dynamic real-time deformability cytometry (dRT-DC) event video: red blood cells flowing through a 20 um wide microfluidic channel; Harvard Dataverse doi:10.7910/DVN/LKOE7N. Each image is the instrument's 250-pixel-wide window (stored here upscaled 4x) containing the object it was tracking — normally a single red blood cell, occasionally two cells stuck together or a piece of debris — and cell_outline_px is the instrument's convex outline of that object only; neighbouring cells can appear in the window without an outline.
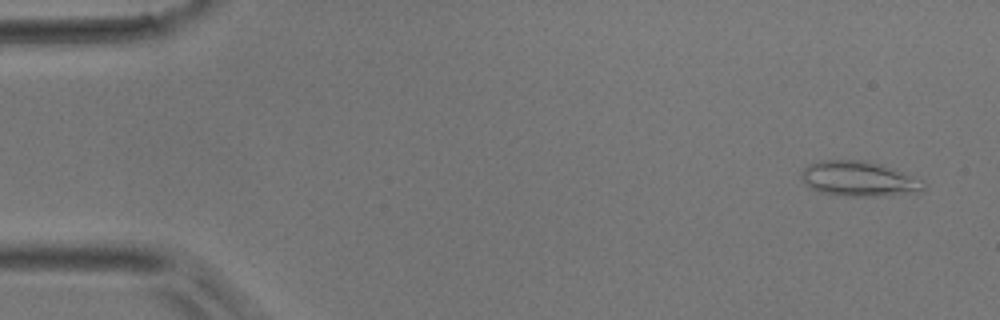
{"species": "common noctule bat (a hibernating species)", "species_latin": "Nyctalus noctula", "temperature_condition": "room temperature", "stored_images_in_passage": 9, "camera_frame_rate_fps": 3000, "um_per_image_px": 0.085, "animal": {"sex": "male", "body_mass_g": 17.9}, "frame": {"image": 1, "passage_image": 3, "time_ms": 0.667, "image_size_px": [1000, 320], "cell_outline_px": [[924, 188], [920, 192], [872, 196], [848, 196], [824, 192], [812, 188], [804, 180], [800, 172], [808, 164], [820, 160], [864, 160], [880, 164], [924, 180]], "centroid_in_image_um": [73.02, 15.18], "position_along_channel_um": 12.0, "area_um2": 24.57}}